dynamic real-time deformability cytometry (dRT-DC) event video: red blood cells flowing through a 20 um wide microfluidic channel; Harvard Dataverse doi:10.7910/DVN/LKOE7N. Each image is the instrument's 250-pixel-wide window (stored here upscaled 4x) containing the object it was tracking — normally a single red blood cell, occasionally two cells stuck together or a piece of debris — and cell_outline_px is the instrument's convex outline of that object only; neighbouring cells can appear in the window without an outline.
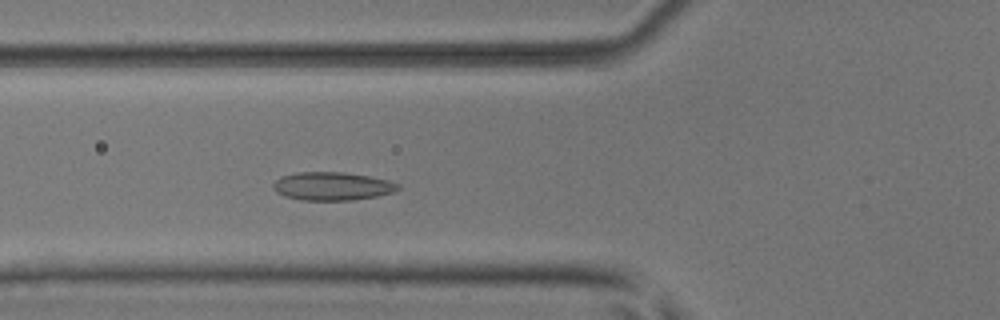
{"species": "common noctule bat (a hibernating species)", "species_latin": "Nyctalus noctula", "temperature_condition": "room temperature", "stored_images_in_passage": 49, "camera_frame_rate_fps": 3000, "um_per_image_px": 0.085, "animal": {"sex": "male", "body_mass_g": 17.9, "forearm_length_mm": 54.2}, "frame": {"image": 1, "passage_image": 16, "time_ms": 5.0, "image_size_px": [1000, 320], "cell_outline_px": [[400, 188], [392, 192], [376, 196], [352, 200], [300, 200], [284, 196], [276, 192], [272, 188], [272, 184], [280, 176], [300, 172], [344, 172], [368, 176], [388, 180], [400, 184]], "centroid_in_image_um": [28.21, 15.82], "position_along_channel_um": 97.6, "area_um2": 20.58}}
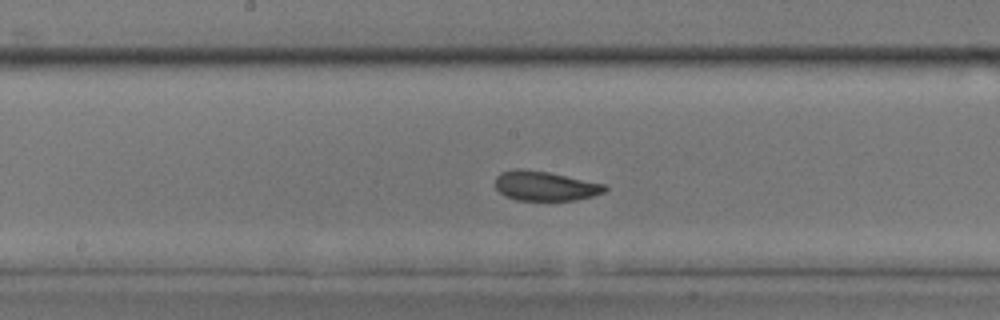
{"frame": {"image": 2, "passage_image": 24, "time_ms": 7.667, "image_size_px": [1000, 320], "cell_outline_px": [[608, 188], [604, 192], [592, 196], [576, 200], [516, 200], [504, 196], [496, 188], [496, 176], [500, 172], [512, 168], [520, 168], [548, 172], [608, 184]], "centroid_in_image_um": [46.34, 15.79], "position_along_channel_um": 201.9, "area_um2": 19.13}}
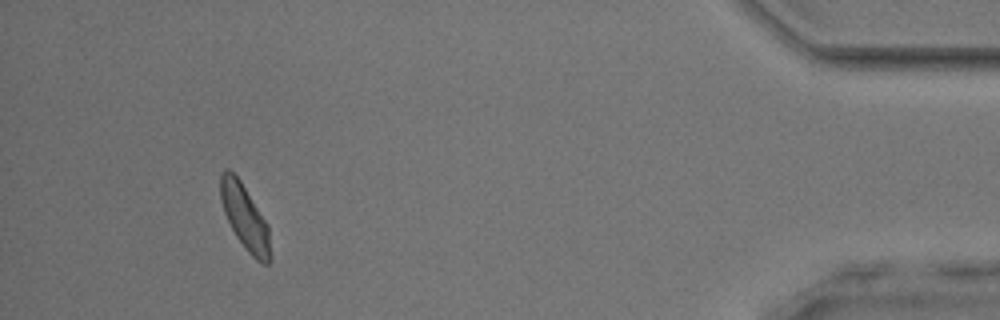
{"frame": {"image": 3, "passage_image": 45, "time_ms": 14.667, "image_size_px": [1000, 320], "cell_outline_px": [[272, 260], [268, 264], [264, 264], [256, 260], [248, 252], [236, 236], [224, 212], [220, 200], [220, 176], [224, 168], [228, 168], [240, 180], [268, 224]], "centroid_in_image_um": [20.83, 18.48], "position_along_channel_um": 414.4, "area_um2": 18.9}, "authors_computed_cell_mechanics": {"area_um2": 19.1318, "velocity_mm_per_s": 3.9241, "shape_relaxation_time_tau1_ms": 3.0959, "shape_relaxation_time_tau2_ms": 1.4489, "deformation_change_tau1": 0.0715, "deformation_change_tau2": 0.0637}}